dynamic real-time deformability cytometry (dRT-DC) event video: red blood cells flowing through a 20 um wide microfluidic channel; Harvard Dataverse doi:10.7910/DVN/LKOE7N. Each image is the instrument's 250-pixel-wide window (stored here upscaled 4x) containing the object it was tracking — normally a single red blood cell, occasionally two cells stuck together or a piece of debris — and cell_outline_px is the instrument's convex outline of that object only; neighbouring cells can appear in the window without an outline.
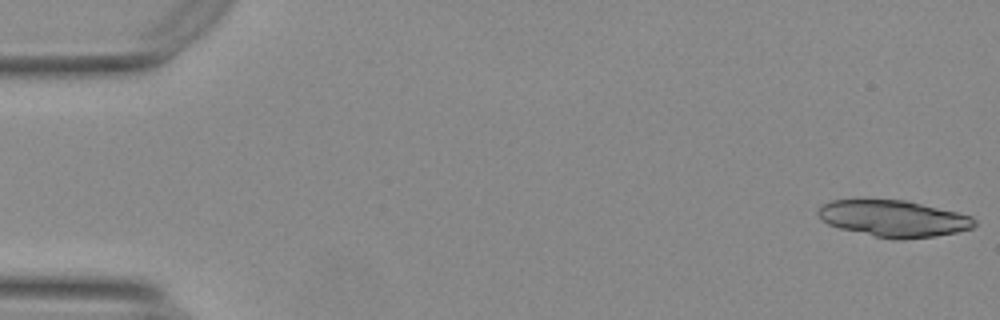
{"species": "Egyptian fruit bat (a non-hibernating species)", "species_latin": "Rousettus aegyptiacus", "temperature_condition": "warm", "stored_images_in_passage": 37, "camera_frame_rate_fps": 3000, "um_per_image_px": 0.085, "animal": {"sex": "female"}, "frame": {"image": 1, "passage_image": 1, "time_ms": 0.0, "image_size_px": [1000, 320], "cell_outline_px": [[976, 224], [972, 228], [956, 232], [936, 236], [904, 240], [896, 240], [876, 236], [840, 228], [828, 224], [820, 220], [816, 212], [824, 204], [832, 200], [864, 196], [908, 200], [972, 216], [976, 220]], "centroid_in_image_um": [75.9, 18.53], "position_along_channel_um": 9.1, "area_um2": 34.33}}
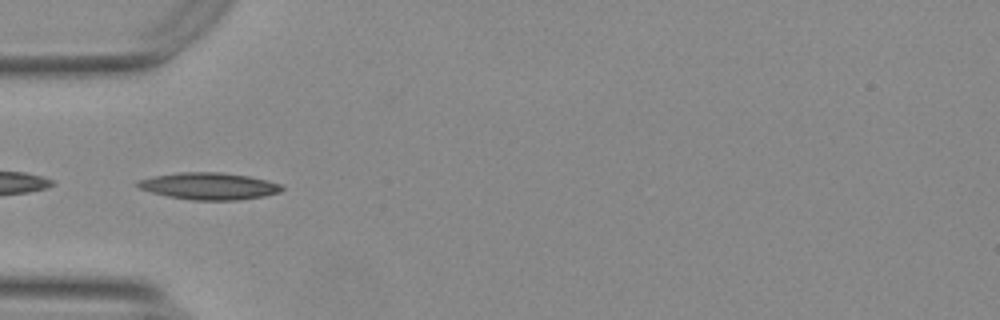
{"frame": {"image": 2, "passage_image": 18, "time_ms": 5.667, "image_size_px": [1000, 320], "cell_outline_px": [[284, 188], [280, 192], [264, 196], [236, 200], [192, 200], [168, 196], [152, 192], [140, 188], [136, 184], [136, 180], [152, 176], [180, 172], [220, 172], [248, 176], [280, 184]], "centroid_in_image_um": [17.74, 15.81], "position_along_channel_um": 67.3, "area_um2": 22.48}}
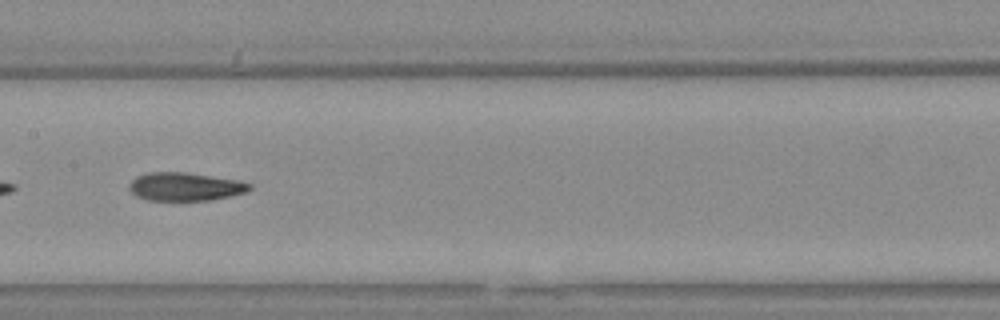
{"frame": {"image": 3, "passage_image": 28, "time_ms": 9.0, "image_size_px": [1000, 320], "cell_outline_px": [[252, 188], [244, 192], [228, 196], [208, 200], [148, 200], [136, 196], [128, 188], [128, 184], [136, 176], [148, 172], [184, 172], [240, 180], [252, 184]], "centroid_in_image_um": [15.71, 15.85], "position_along_channel_um": 191.7, "area_um2": 19.77}}